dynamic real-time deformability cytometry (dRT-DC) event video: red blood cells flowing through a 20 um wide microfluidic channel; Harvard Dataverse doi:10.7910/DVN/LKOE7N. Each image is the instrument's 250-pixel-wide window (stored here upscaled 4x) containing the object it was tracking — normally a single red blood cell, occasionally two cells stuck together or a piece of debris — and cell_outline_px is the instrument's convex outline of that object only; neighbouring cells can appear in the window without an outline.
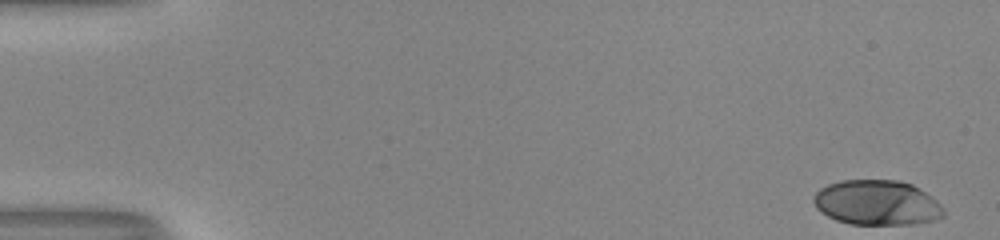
{"species": "human", "species_latin": "Homo sapiens", "temperature_condition": "room temperature", "stored_images_in_passage": 16, "camera_frame_rate_fps": 3000, "um_per_image_px": 0.085, "donor": {"sex": "male"}, "frame": {"image": 1, "passage_image": 1, "time_ms": 0.0, "image_size_px": [1000, 240], "cell_outline_px": [[944, 216], [936, 220], [912, 224], [848, 224], [836, 220], [820, 212], [816, 208], [812, 200], [812, 196], [820, 188], [828, 184], [840, 180], [900, 180], [912, 184], [920, 188], [932, 196], [944, 208]], "centroid_in_image_um": [74.54, 17.22], "position_along_channel_um": 10.5, "area_um2": 34.51}}
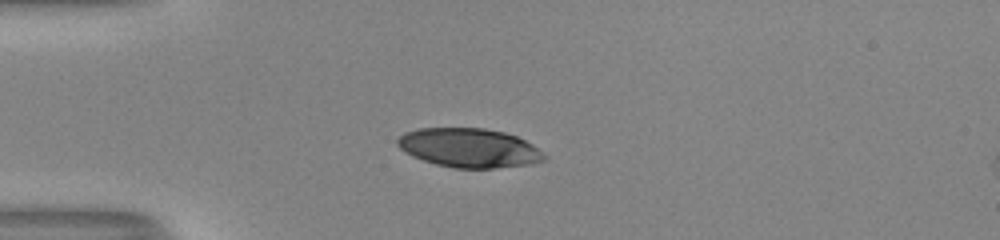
{"frame": {"image": 2, "passage_image": 14, "time_ms": 4.333, "image_size_px": [1000, 240], "cell_outline_px": [[548, 160], [532, 164], [496, 168], [452, 168], [436, 164], [412, 156], [404, 152], [396, 144], [396, 140], [404, 132], [420, 128], [484, 128], [504, 132], [516, 136], [532, 144], [548, 156]], "centroid_in_image_um": [39.9, 12.57], "position_along_channel_um": 45.1, "area_um2": 33.7}}